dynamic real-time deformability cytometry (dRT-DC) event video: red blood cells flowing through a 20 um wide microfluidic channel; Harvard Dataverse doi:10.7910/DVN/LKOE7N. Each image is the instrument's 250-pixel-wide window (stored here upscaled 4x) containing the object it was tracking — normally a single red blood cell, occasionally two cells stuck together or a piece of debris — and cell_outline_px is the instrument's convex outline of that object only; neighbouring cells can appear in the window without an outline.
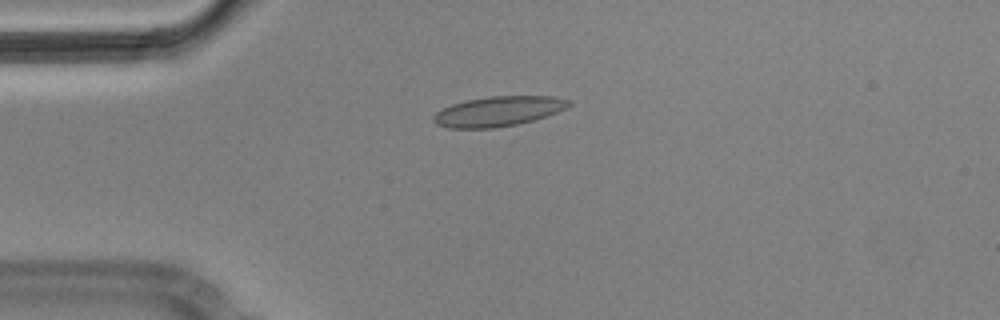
{"species": "Egyptian fruit bat (a non-hibernating species)", "species_latin": "Rousettus aegyptiacus", "temperature_condition": "cold", "stored_images_in_passage": 8, "camera_frame_rate_fps": 3000, "um_per_image_px": 0.085, "animal": {"sex": "male"}, "frame": {"image": 1, "passage_image": 1, "time_ms": 0.0, "image_size_px": [1000, 320], "cell_outline_px": [[572, 104], [556, 112], [532, 120], [516, 124], [492, 128], [448, 128], [436, 124], [432, 120], [432, 116], [436, 112], [452, 104], [468, 100], [488, 96], [552, 96], [572, 100]], "centroid_in_image_um": [42.33, 9.45], "position_along_channel_um": 42.7, "area_um2": 23.41}}
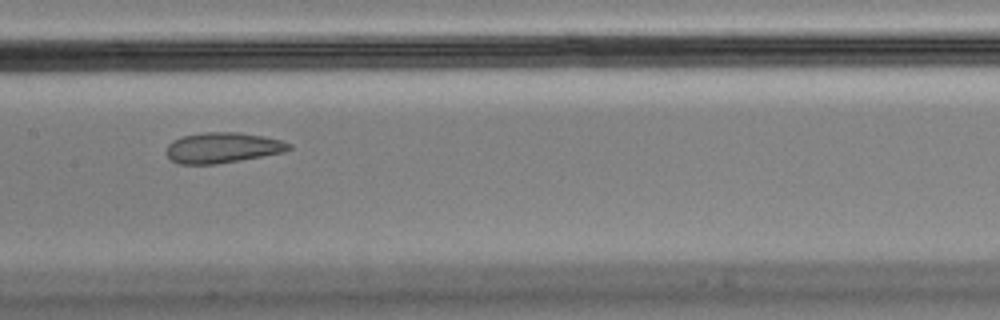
{"frame": {"image": 2, "passage_image": 5, "time_ms": 1.333, "image_size_px": [1000, 320], "cell_outline_px": [[292, 148], [284, 152], [240, 160], [216, 164], [180, 164], [172, 160], [164, 152], [168, 144], [172, 140], [184, 136], [204, 132], [240, 132], [264, 136], [280, 140], [292, 144]], "centroid_in_image_um": [18.91, 12.55], "position_along_channel_um": 188.5, "area_um2": 21.85}}
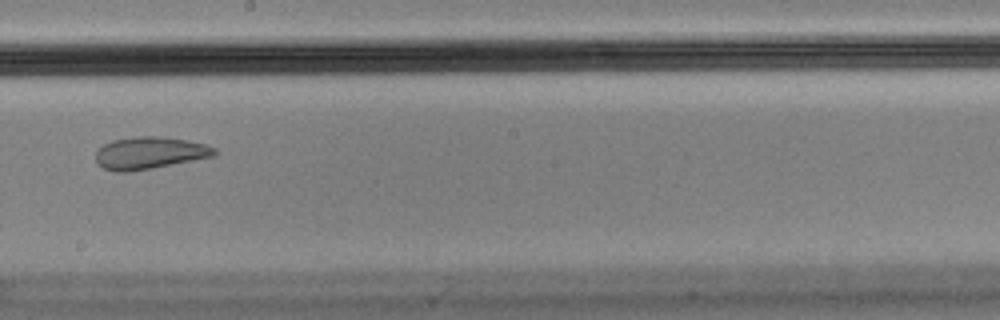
{"frame": {"image": 3, "passage_image": 6, "time_ms": 1.667, "image_size_px": [1000, 320], "cell_outline_px": [[220, 152], [216, 156], [152, 168], [128, 172], [116, 172], [104, 168], [96, 164], [96, 152], [104, 144], [112, 140], [136, 136], [156, 136], [184, 140], [208, 144], [216, 148]], "centroid_in_image_um": [12.75, 13.0], "position_along_channel_um": 235.4, "area_um2": 22.43}}